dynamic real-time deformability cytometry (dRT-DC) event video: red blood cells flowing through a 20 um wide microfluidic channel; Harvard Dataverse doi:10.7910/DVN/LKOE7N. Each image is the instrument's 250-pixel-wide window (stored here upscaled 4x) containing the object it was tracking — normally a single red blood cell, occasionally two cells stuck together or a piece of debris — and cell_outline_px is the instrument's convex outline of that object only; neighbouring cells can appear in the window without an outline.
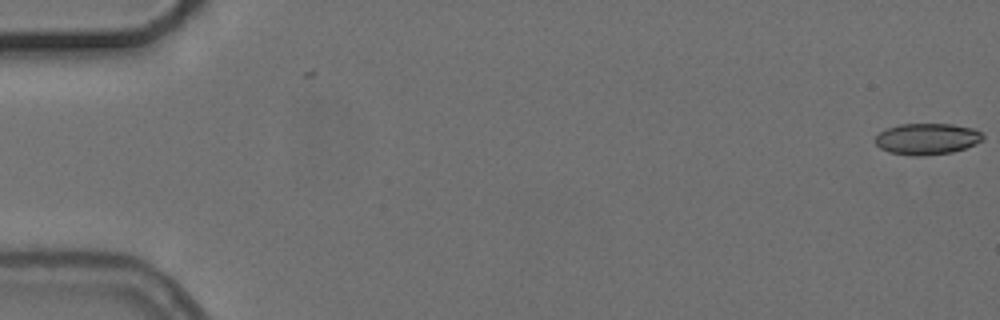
{"species": "common noctule bat (a hibernating species)", "species_latin": "Nyctalus noctula", "temperature_condition": "cold", "stored_images_in_passage": 4, "camera_frame_rate_fps": 3000, "um_per_image_px": 0.085, "animal": {"sex": "female", "body_mass_g": 24.6, "forearm_length_mm": 56.2}, "frame": {"image": 1, "passage_image": 1, "time_ms": 0.0, "image_size_px": [1000, 320], "cell_outline_px": [[984, 140], [976, 144], [952, 152], [916, 156], [912, 156], [888, 152], [880, 148], [876, 144], [876, 136], [880, 132], [888, 128], [900, 124], [952, 124], [976, 128], [984, 136]], "centroid_in_image_um": [78.83, 11.8], "position_along_channel_um": 6.2, "area_um2": 19.65}}